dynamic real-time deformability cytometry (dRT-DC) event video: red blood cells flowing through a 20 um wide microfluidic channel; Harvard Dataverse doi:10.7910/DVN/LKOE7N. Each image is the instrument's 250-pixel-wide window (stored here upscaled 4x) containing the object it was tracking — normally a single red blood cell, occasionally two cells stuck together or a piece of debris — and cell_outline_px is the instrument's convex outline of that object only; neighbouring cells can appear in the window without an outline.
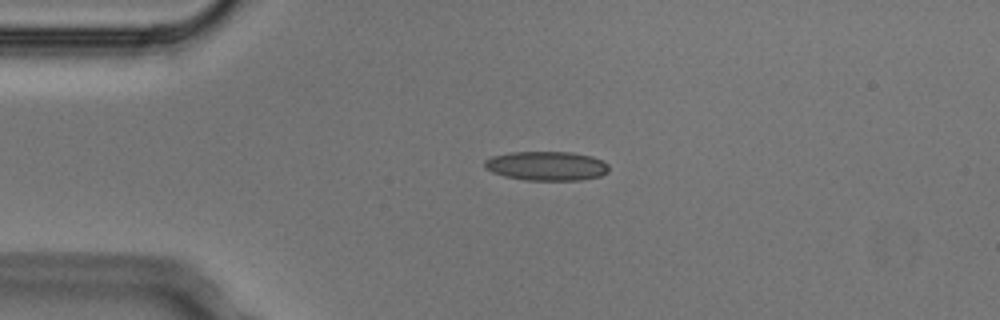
{"species": "Egyptian fruit bat (a non-hibernating species)", "species_latin": "Rousettus aegyptiacus", "temperature_condition": "cold", "stored_images_in_passage": 4, "camera_frame_rate_fps": 3000, "um_per_image_px": 0.085, "animal": {"sex": "male"}, "frame": {"image": 1, "passage_image": 3, "time_ms": 0.667, "image_size_px": [1000, 320], "cell_outline_px": [[608, 172], [600, 176], [580, 180], [528, 180], [504, 176], [492, 172], [484, 168], [484, 160], [492, 156], [508, 152], [572, 152], [592, 156], [604, 160], [608, 164]], "centroid_in_image_um": [46.46, 14.09], "position_along_channel_um": 38.5, "area_um2": 21.33}}